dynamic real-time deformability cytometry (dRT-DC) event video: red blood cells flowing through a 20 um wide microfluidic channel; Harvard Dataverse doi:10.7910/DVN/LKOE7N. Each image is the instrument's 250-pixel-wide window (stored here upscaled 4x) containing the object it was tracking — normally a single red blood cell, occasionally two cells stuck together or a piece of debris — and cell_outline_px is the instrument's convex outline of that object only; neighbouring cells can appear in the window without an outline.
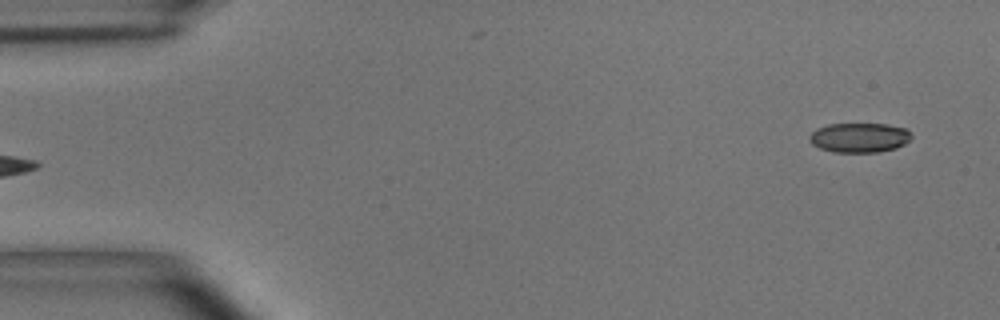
{"species": "common noctule bat (a hibernating species)", "species_latin": "Nyctalus noctula", "temperature_condition": "room temperature", "stored_images_in_passage": 6, "segment_of_instrument_passage": [2, 2], "camera_frame_rate_fps": 3000, "um_per_image_px": 0.085, "animal": {"sex": "male", "body_mass_g": 15.6}, "frame": {"image": 1, "passage_image": 6, "time_ms": 1.667, "image_size_px": [1000, 320], "cell_outline_px": [[912, 136], [904, 144], [896, 148], [880, 152], [832, 152], [820, 148], [812, 144], [808, 140], [808, 136], [816, 128], [828, 124], [888, 124], [908, 128]], "centroid_in_image_um": [73.04, 11.69], "position_along_channel_um": 12.0, "area_um2": 17.8}}